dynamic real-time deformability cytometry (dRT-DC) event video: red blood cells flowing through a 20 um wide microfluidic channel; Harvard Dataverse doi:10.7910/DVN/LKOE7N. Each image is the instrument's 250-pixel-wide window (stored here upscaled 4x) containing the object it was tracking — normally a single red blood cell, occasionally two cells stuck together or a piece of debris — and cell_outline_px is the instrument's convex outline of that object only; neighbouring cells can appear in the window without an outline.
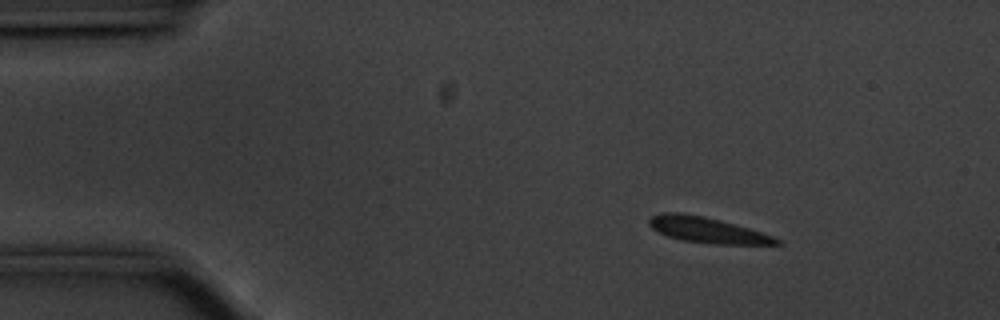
{"species": "common noctule bat (a hibernating species)", "species_latin": "Nyctalus noctula", "temperature_condition": "cold", "stored_images_in_passage": 49, "camera_frame_rate_fps": 3000, "um_per_image_px": 0.085, "animal": {"sex": "male", "body_mass_g": 20.1, "forearm_length_mm": 53.5}, "frame": {"image": 1, "passage_image": 1, "time_ms": 0.0, "image_size_px": [1000, 320], "cell_outline_px": [[784, 244], [712, 244], [680, 240], [656, 232], [648, 224], [648, 220], [652, 216], [664, 212], [684, 212], [704, 216], [720, 220], [748, 228], [784, 240]], "centroid_in_image_um": [60.09, 19.55], "position_along_channel_um": 24.9, "area_um2": 19.19}}
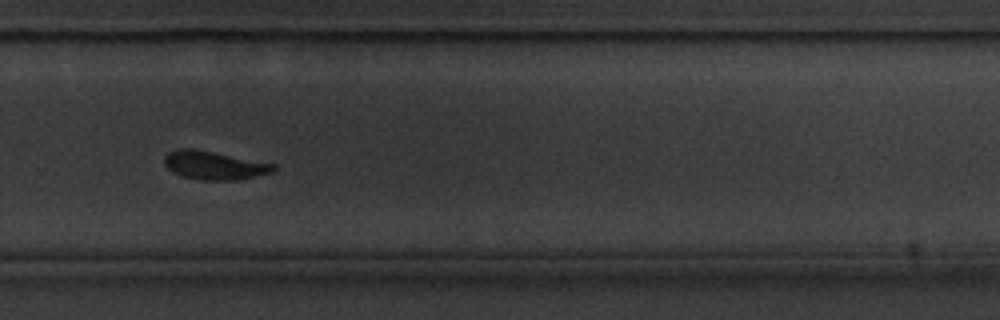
{"frame": {"image": 2, "passage_image": 31, "time_ms": 10.0, "image_size_px": [1000, 320], "cell_outline_px": [[276, 168], [272, 172], [236, 180], [200, 180], [184, 176], [172, 172], [164, 164], [164, 156], [168, 152], [176, 148], [192, 148], [276, 164]], "centroid_in_image_um": [18.17, 14.04], "position_along_channel_um": 311.6, "area_um2": 17.98}}
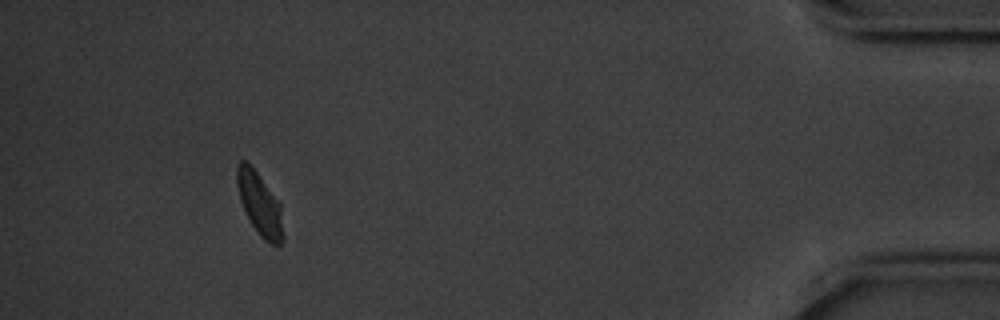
{"frame": {"image": 3, "passage_image": 45, "time_ms": 14.667, "image_size_px": [1000, 320], "cell_outline_px": [[284, 240], [280, 244], [272, 244], [264, 240], [260, 236], [244, 212], [240, 200], [236, 184], [236, 164], [240, 160], [244, 160], [256, 172], [280, 204], [284, 236]], "centroid_in_image_um": [22.05, 17.36], "position_along_channel_um": 413.2, "area_um2": 16.7}, "authors_computed_cell_mechanics": {"area_um2": 18.7272, "velocity_mm_per_s": 3.5198, "shape_relaxation_time_tau1_ms": 2.9911, "shape_relaxation_time_tau2_ms": null, "deformation_change_tau1": 0.0782, "deformation_change_tau2": null}}